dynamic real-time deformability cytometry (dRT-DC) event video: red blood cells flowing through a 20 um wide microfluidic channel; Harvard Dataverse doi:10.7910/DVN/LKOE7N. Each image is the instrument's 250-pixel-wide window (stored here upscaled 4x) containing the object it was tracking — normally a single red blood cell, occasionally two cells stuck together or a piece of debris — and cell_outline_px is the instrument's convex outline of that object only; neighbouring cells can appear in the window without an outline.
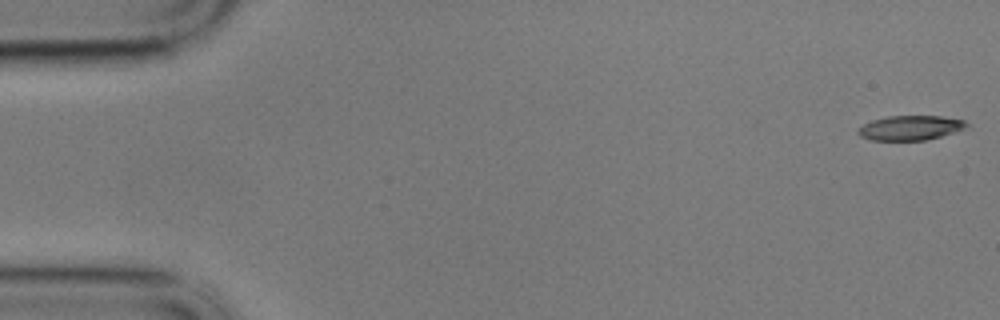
{"species": "common noctule bat (a hibernating species)", "species_latin": "Nyctalus noctula", "temperature_condition": "cold", "stored_images_in_passage": 19, "camera_frame_rate_fps": 3000, "um_per_image_px": 0.085, "animal": {"sex": "male", "body_mass_g": 17.9}, "frame": {"image": 1, "passage_image": 1, "time_ms": 0.0, "image_size_px": [1000, 320], "cell_outline_px": [[968, 128], [956, 132], [924, 140], [872, 140], [860, 136], [856, 132], [864, 124], [872, 120], [888, 116], [940, 116], [964, 120], [968, 124]], "centroid_in_image_um": [77.4, 10.86], "position_along_channel_um": 7.6, "area_um2": 15.49}}
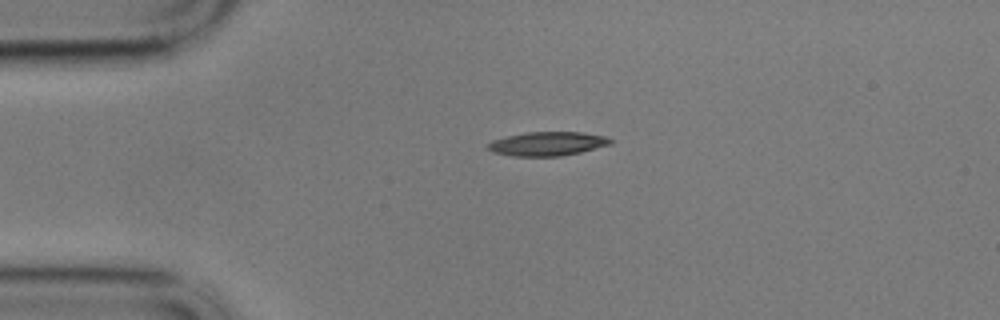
{"frame": {"image": 2, "passage_image": 13, "time_ms": 4.0, "image_size_px": [1000, 320], "cell_outline_px": [[616, 140], [612, 144], [580, 152], [560, 156], [512, 156], [492, 152], [488, 148], [488, 144], [492, 140], [524, 132], [580, 132], [604, 136]], "centroid_in_image_um": [46.55, 12.22], "position_along_channel_um": 38.4, "area_um2": 17.11}}